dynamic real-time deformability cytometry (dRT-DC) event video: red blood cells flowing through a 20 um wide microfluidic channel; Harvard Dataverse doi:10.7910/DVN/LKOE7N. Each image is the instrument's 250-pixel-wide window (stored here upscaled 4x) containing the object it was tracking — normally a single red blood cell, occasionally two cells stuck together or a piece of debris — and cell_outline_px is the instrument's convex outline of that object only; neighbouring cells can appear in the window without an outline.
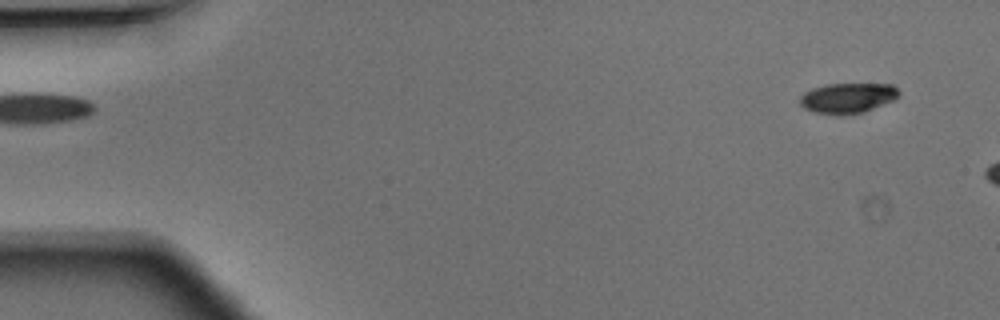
{"species": "Egyptian fruit bat (a non-hibernating species)", "species_latin": "Rousettus aegyptiacus", "temperature_condition": "warm", "stored_images_in_passage": 8, "camera_frame_rate_fps": 3000, "um_per_image_px": 0.085, "animal": {"sex": "male"}, "frame": {"image": 1, "passage_image": 3, "time_ms": 0.667, "image_size_px": [1000, 320], "cell_outline_px": [[900, 96], [892, 100], [864, 112], [844, 116], [840, 116], [816, 112], [804, 108], [800, 104], [800, 96], [804, 92], [812, 88], [824, 84], [892, 84], [900, 92]], "centroid_in_image_um": [72.03, 8.33], "position_along_channel_um": 13.0, "area_um2": 17.57}}